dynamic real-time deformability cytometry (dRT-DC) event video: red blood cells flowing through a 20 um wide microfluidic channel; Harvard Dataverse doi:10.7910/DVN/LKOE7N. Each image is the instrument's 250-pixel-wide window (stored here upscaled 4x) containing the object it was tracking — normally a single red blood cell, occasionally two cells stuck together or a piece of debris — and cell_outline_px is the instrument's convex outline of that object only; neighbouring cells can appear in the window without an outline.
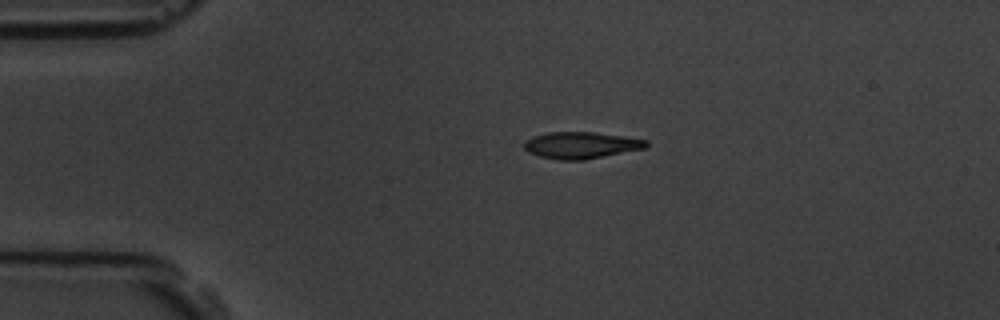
{"species": "common noctule bat (a hibernating species)", "species_latin": "Nyctalus noctula", "temperature_condition": "room temperature", "stored_images_in_passage": 4, "camera_frame_rate_fps": 3000, "um_per_image_px": 0.085, "animal": {"sex": "male", "body_mass_g": 19.5, "forearm_length_mm": 54.6}, "frame": {"image": 1, "passage_image": 3, "time_ms": 2.333, "image_size_px": [1000, 320], "cell_outline_px": [[648, 144], [644, 148], [584, 160], [556, 160], [540, 156], [528, 152], [524, 148], [524, 140], [532, 136], [548, 132], [592, 132], [624, 136], [648, 140]], "centroid_in_image_um": [49.35, 12.34], "position_along_channel_um": 35.7, "area_um2": 18.96}}